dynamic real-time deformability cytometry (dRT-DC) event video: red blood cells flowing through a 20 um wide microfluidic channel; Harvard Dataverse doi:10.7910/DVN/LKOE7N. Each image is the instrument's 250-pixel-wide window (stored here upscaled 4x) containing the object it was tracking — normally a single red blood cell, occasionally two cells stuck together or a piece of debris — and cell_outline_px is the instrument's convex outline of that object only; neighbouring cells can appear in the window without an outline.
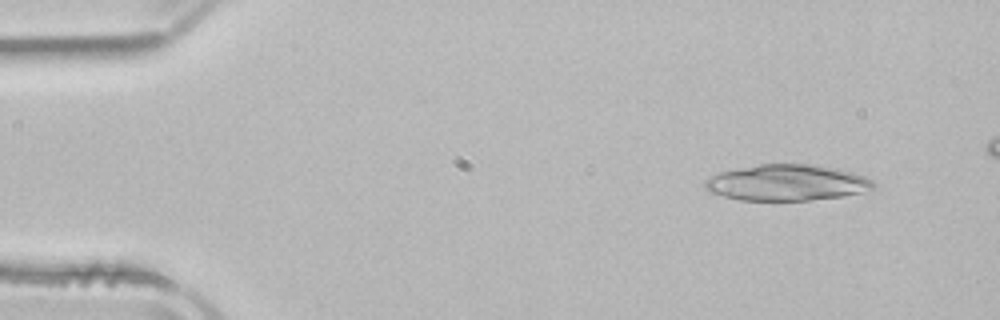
{"species": "common noctule bat (a hibernating species)", "species_latin": "Nyctalus noctula", "temperature_condition": "room temperature", "stored_images_in_passage": 14, "camera_frame_rate_fps": 3000, "um_per_image_px": 0.085, "animal": {"sex": "male", "body_mass_g": 21.5, "forearm_length_mm": 52.0}, "frame": {"image": 1, "passage_image": 1, "time_ms": 0.0, "image_size_px": [1000, 320], "cell_outline_px": [[876, 184], [872, 188], [860, 192], [844, 196], [808, 200], [740, 200], [724, 196], [712, 192], [704, 188], [704, 180], [720, 172], [760, 164], [808, 164], [852, 172], [864, 176], [872, 180]], "centroid_in_image_um": [66.86, 15.53], "position_along_channel_um": 18.1, "area_um2": 34.91}}